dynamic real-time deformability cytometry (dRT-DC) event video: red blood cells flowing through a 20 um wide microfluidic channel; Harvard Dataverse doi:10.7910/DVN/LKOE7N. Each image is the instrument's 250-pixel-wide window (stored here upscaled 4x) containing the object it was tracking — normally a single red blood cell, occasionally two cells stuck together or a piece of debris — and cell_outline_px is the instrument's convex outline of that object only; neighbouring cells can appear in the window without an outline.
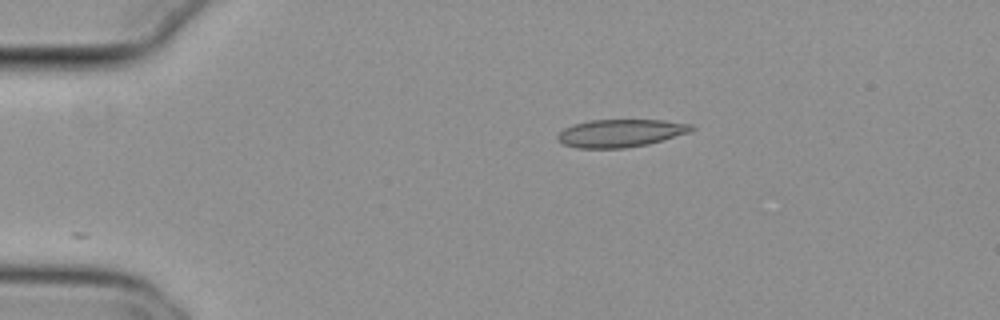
{"species": "common noctule bat (a hibernating species)", "species_latin": "Nyctalus noctula", "temperature_condition": "cold", "stored_images_in_passage": 28, "camera_frame_rate_fps": 3000, "um_per_image_px": 0.085, "animal": {"sex": "female", "body_mass_g": 29.2, "forearm_length_mm": 56.3}, "frame": {"image": 1, "passage_image": 1, "time_ms": 0.0, "image_size_px": [1000, 320], "cell_outline_px": [[696, 128], [692, 132], [664, 140], [648, 144], [624, 148], [576, 148], [564, 144], [556, 140], [556, 136], [564, 128], [572, 124], [588, 120], [664, 120], [692, 124]], "centroid_in_image_um": [52.76, 11.31], "position_along_channel_um": 32.2, "area_um2": 21.96}}
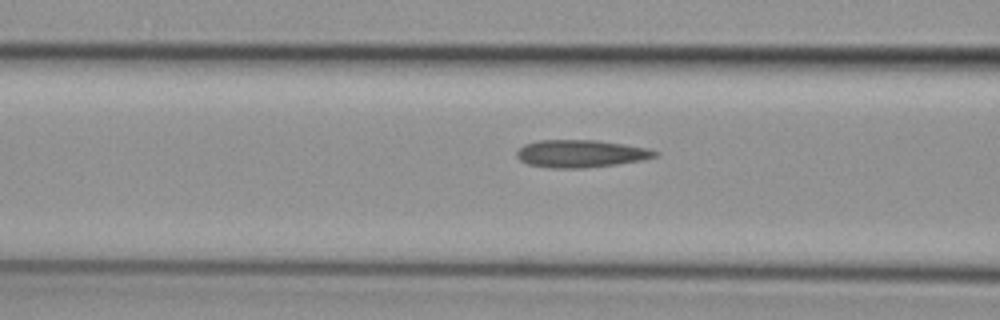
{"frame": {"image": 2, "passage_image": 12, "time_ms": 3.667, "image_size_px": [1000, 320], "cell_outline_px": [[660, 156], [644, 160], [616, 164], [584, 168], [552, 168], [528, 164], [520, 160], [516, 156], [516, 152], [524, 144], [540, 140], [596, 140], [652, 148], [660, 152]], "centroid_in_image_um": [49.44, 13.05], "position_along_channel_um": 117.2, "area_um2": 22.43}}
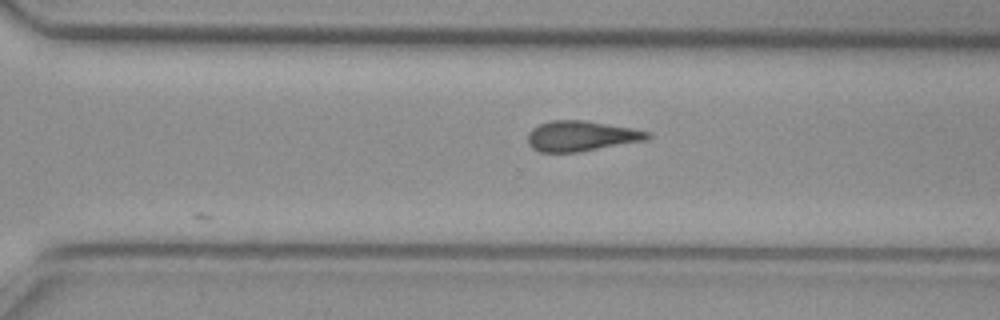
{"frame": {"image": 3, "passage_image": 28, "time_ms": 9.0, "image_size_px": [1000, 320], "cell_outline_px": [[652, 136], [644, 140], [576, 152], [540, 152], [532, 148], [528, 144], [528, 132], [532, 128], [540, 124], [552, 120], [584, 120], [636, 128], [652, 132]], "centroid_in_image_um": [49.41, 11.55], "position_along_channel_um": 321.2, "area_um2": 21.15}}